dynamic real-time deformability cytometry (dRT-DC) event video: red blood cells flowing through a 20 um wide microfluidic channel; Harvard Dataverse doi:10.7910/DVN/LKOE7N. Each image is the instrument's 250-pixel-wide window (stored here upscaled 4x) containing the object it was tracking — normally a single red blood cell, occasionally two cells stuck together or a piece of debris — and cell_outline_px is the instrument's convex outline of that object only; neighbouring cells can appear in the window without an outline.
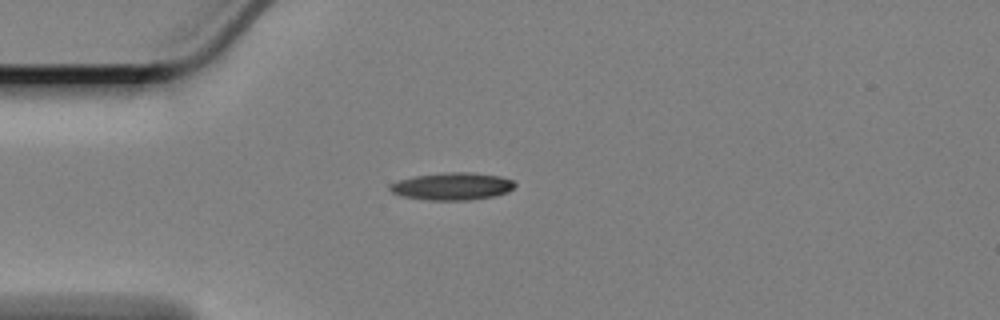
{"species": "Egyptian fruit bat (a non-hibernating species)", "species_latin": "Rousettus aegyptiacus", "temperature_condition": "cold", "stored_images_in_passage": 45, "camera_frame_rate_fps": 3000, "um_per_image_px": 0.085, "animal": {"sex": "female"}, "frame": {"image": 1, "passage_image": 1, "time_ms": 0.0, "image_size_px": [1000, 320], "cell_outline_px": [[516, 184], [508, 192], [496, 196], [464, 200], [428, 200], [400, 196], [392, 192], [388, 188], [388, 184], [400, 180], [416, 176], [448, 172], [472, 172], [500, 176], [512, 180]], "centroid_in_image_um": [38.43, 15.84], "position_along_channel_um": 46.6, "area_um2": 19.94}}
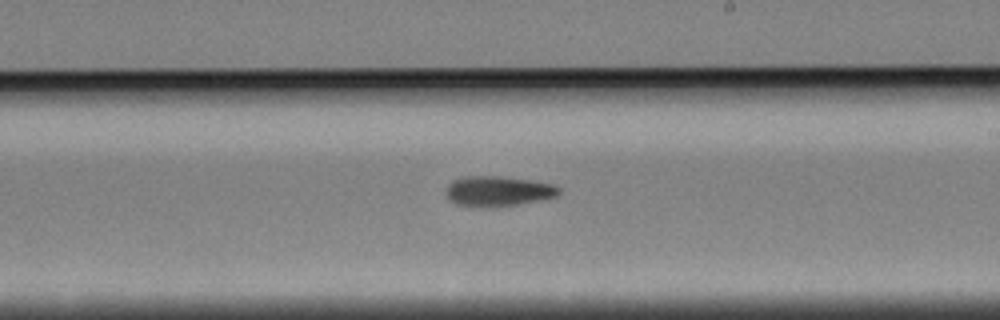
{"frame": {"image": 2, "passage_image": 20, "time_ms": 6.333, "image_size_px": [1000, 320], "cell_outline_px": [[560, 192], [556, 196], [540, 200], [492, 208], [456, 204], [444, 192], [448, 184], [452, 180], [464, 176], [500, 176], [532, 180], [556, 184], [560, 188]], "centroid_in_image_um": [42.34, 16.24], "position_along_channel_um": 246.7, "area_um2": 20.0}}
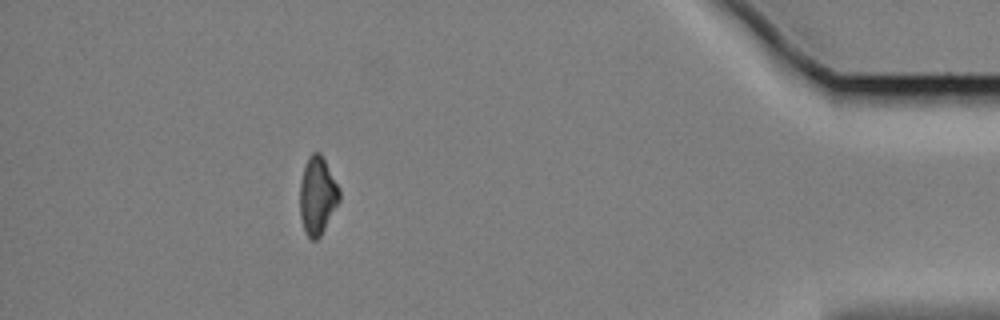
{"frame": {"image": 3, "passage_image": 39, "time_ms": 12.667, "image_size_px": [1000, 320], "cell_outline_px": [[340, 200], [320, 236], [316, 240], [312, 240], [308, 236], [304, 228], [300, 216], [300, 180], [304, 164], [308, 156], [312, 152], [320, 152], [340, 188]], "centroid_in_image_um": [26.98, 16.59], "position_along_channel_um": 408.2, "area_um2": 17.92}, "authors_computed_cell_mechanics": {"area_um2": 19.1896, "velocity_mm_per_s": 3.3744, "shape_relaxation_time_tau1_ms": 6.0453, "shape_relaxation_time_tau2_ms": 9.1915, "deformation_change_tau1": 0.1584, "deformation_change_tau2": 0.1859}}